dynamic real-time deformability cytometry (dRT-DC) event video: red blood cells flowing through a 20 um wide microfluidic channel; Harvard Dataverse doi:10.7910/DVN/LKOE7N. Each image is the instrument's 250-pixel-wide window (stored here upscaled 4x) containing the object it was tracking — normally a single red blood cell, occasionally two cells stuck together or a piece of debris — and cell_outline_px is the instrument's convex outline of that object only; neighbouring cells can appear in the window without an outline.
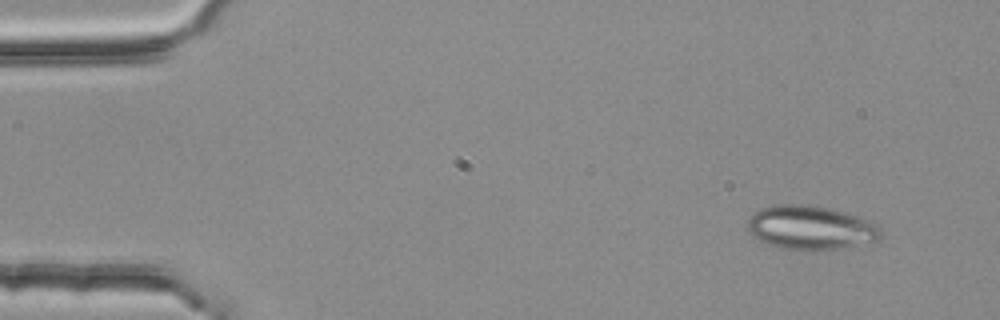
{"species": "common noctule bat (a hibernating species)", "species_latin": "Nyctalus noctula", "temperature_condition": "room temperature", "stored_images_in_passage": 4, "camera_frame_rate_fps": 3000, "um_per_image_px": 0.085, "animal": {"sex": "female", "body_mass_g": 25.1}, "frame": {"image": 1, "passage_image": 1, "time_ms": 0.0, "image_size_px": [1000, 320], "cell_outline_px": [[884, 236], [876, 240], [840, 248], [804, 252], [784, 248], [768, 244], [752, 236], [748, 232], [748, 216], [760, 208], [780, 204], [808, 204], [828, 208], [856, 216], [880, 228], [884, 232]], "centroid_in_image_um": [68.84, 19.36], "position_along_channel_um": 16.2, "area_um2": 34.1}}